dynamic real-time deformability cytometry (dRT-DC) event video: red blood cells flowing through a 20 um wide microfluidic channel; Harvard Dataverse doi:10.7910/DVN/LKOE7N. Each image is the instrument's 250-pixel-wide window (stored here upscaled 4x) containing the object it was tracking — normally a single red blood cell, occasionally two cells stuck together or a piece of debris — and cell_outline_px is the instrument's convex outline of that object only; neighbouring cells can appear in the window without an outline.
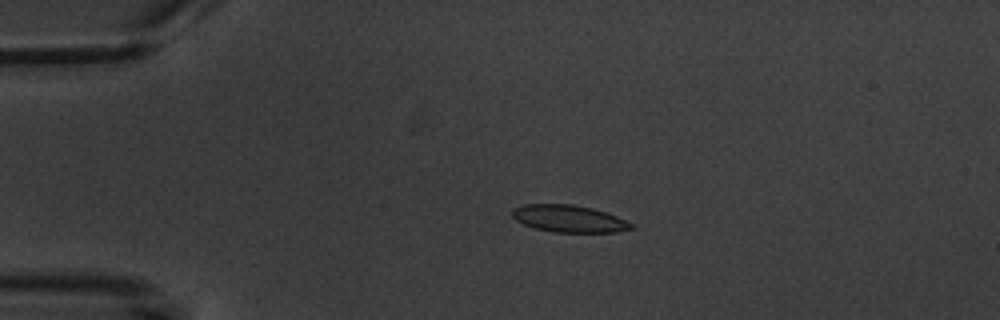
{"species": "common noctule bat (a hibernating species)", "species_latin": "Nyctalus noctula", "temperature_condition": "warm", "stored_images_in_passage": 5, "camera_frame_rate_fps": 3000, "um_per_image_px": 0.085, "animal": {"sex": "male", "body_mass_g": 20.1, "forearm_length_mm": 53.5}, "frame": {"image": 1, "passage_image": 3, "time_ms": 3.333, "image_size_px": [1000, 320], "cell_outline_px": [[636, 228], [616, 232], [556, 232], [536, 228], [524, 224], [516, 220], [512, 216], [512, 208], [524, 204], [572, 204], [592, 208], [616, 216], [636, 224]], "centroid_in_image_um": [48.39, 18.58], "position_along_channel_um": 36.6, "area_um2": 18.84}}